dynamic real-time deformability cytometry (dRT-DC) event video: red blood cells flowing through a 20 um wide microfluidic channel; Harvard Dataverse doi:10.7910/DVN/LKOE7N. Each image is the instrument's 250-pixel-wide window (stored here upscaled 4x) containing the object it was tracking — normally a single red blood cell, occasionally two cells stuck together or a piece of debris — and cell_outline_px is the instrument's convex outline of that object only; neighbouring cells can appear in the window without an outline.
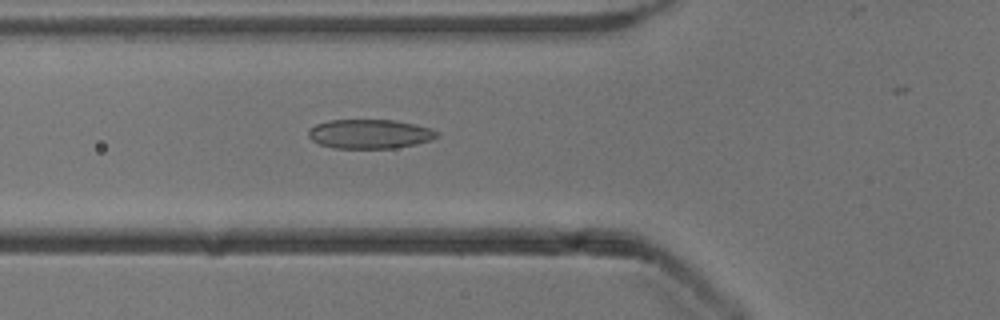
{"species": "common noctule bat (a hibernating species)", "species_latin": "Nyctalus noctula", "temperature_condition": "cold", "stored_images_in_passage": 47, "camera_frame_rate_fps": 3000, "um_per_image_px": 0.085, "animal": {"sex": "male", "body_mass_g": 13.3}, "frame": {"image": 1, "passage_image": 19, "time_ms": 6.0, "image_size_px": [1000, 320], "cell_outline_px": [[440, 136], [432, 140], [416, 144], [392, 148], [332, 148], [320, 144], [312, 140], [308, 136], [308, 132], [316, 124], [328, 120], [392, 120], [416, 124], [440, 132]], "centroid_in_image_um": [31.45, 11.39], "position_along_channel_um": 94.3, "area_um2": 21.91}}
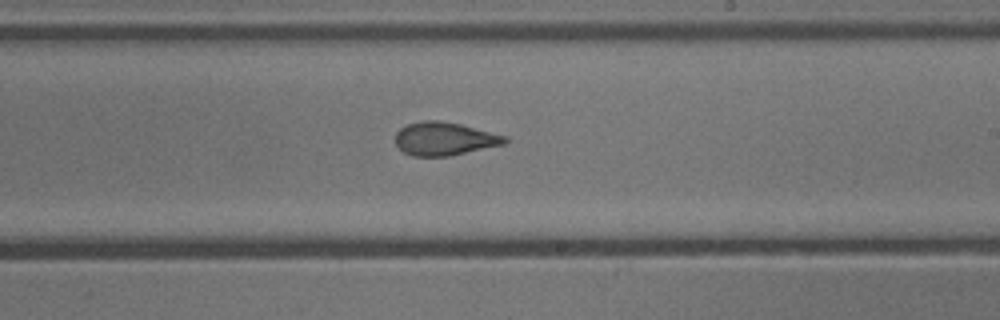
{"frame": {"image": 2, "passage_image": 31, "time_ms": 10.0, "image_size_px": [1000, 320], "cell_outline_px": [[508, 140], [504, 144], [448, 156], [412, 156], [404, 152], [396, 144], [396, 132], [400, 128], [408, 124], [420, 120], [440, 120], [460, 124], [508, 136]], "centroid_in_image_um": [37.77, 11.78], "position_along_channel_um": 251.2, "area_um2": 21.15}}
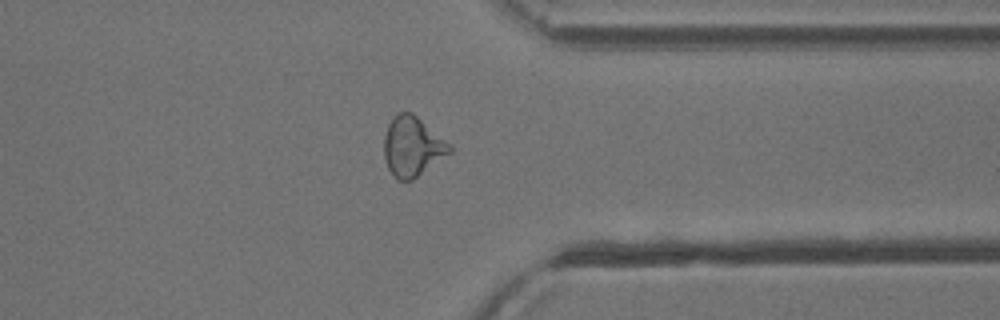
{"frame": {"image": 3, "passage_image": 41, "time_ms": 13.333, "image_size_px": [1000, 320], "cell_outline_px": [[452, 152], [412, 180], [396, 180], [392, 176], [388, 168], [384, 156], [384, 136], [388, 124], [392, 116], [400, 112], [412, 112], [452, 144]], "centroid_in_image_um": [35.06, 12.45], "position_along_channel_um": 376.3, "area_um2": 23.06}, "authors_computed_cell_mechanics": {"area_um2": 21.9062, "velocity_mm_per_s": 3.8962, "shape_relaxation_time_tau1_ms": 5.8069, "shape_relaxation_time_tau2_ms": 1.6655, "deformation_change_tau1": 0.1672, "deformation_change_tau2": 0.0798}}